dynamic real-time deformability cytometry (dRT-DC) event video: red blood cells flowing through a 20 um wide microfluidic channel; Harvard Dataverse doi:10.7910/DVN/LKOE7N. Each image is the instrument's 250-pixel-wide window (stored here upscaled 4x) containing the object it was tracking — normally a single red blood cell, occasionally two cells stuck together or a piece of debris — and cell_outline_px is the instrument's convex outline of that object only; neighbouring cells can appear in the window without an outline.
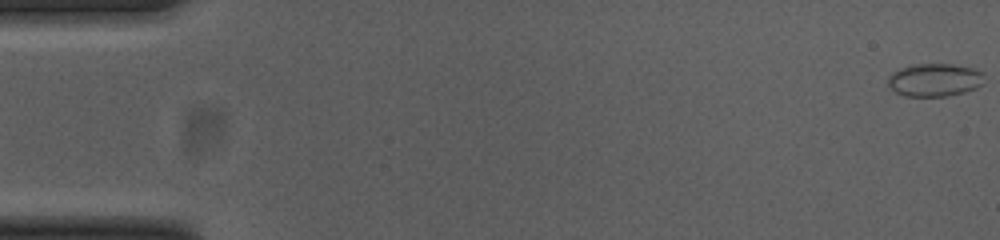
{"species": "common noctule bat (a hibernating species)", "species_latin": "Nyctalus noctula", "temperature_condition": "cold", "stored_images_in_passage": 56, "camera_frame_rate_fps": 3000, "um_per_image_px": 0.085, "animal": {"sex": "female", "body_mass_g": 23.0, "forearm_length_mm": 53.4}, "frame": {"image": 1, "passage_image": 1, "time_ms": 0.0, "image_size_px": [1000, 240], "cell_outline_px": [[984, 84], [976, 88], [964, 92], [948, 96], [904, 96], [896, 92], [888, 84], [888, 76], [892, 72], [900, 68], [912, 64], [952, 64], [972, 68], [980, 72]], "centroid_in_image_um": [79.41, 6.79], "position_along_channel_um": 5.6, "area_um2": 18.44}}
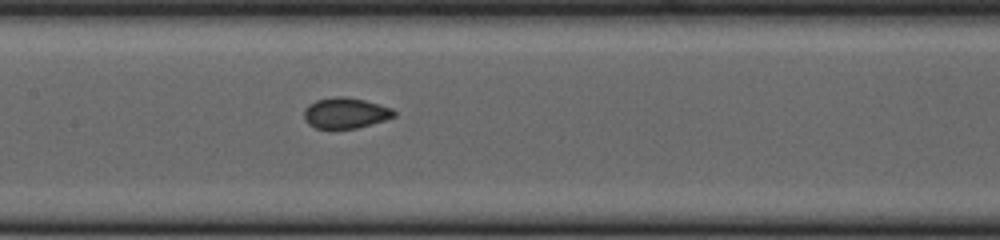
{"frame": {"image": 2, "passage_image": 27, "time_ms": 8.667, "image_size_px": [1000, 240], "cell_outline_px": [[396, 116], [384, 120], [356, 128], [316, 128], [308, 124], [304, 120], [304, 108], [308, 104], [316, 100], [336, 96], [344, 96], [364, 100], [392, 108], [396, 112]], "centroid_in_image_um": [29.34, 9.6], "position_along_channel_um": 178.1, "area_um2": 16.07}}
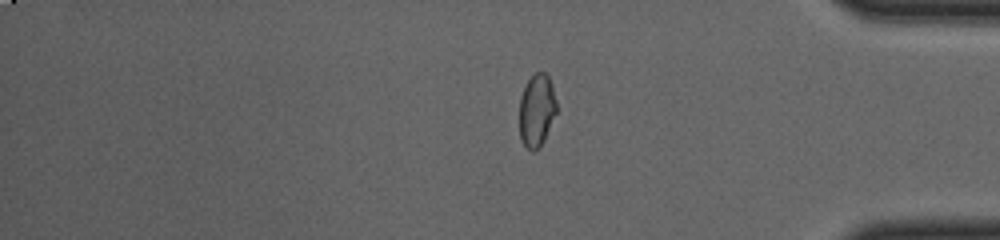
{"frame": {"image": 3, "passage_image": 46, "time_ms": 15.0, "image_size_px": [1000, 240], "cell_outline_px": [[556, 112], [544, 140], [540, 148], [532, 152], [520, 140], [520, 96], [528, 80], [536, 72], [544, 72], [548, 76], [552, 84], [556, 100]], "centroid_in_image_um": [45.62, 9.39], "position_along_channel_um": 389.6, "area_um2": 15.66}, "authors_computed_cell_mechanics": {"area_um2": 16.473, "velocity_mm_per_s": 3.7157, "shape_relaxation_time_tau1_ms": 8.4924, "shape_relaxation_time_tau2_ms": 1.0934, "deformation_change_tau1": 0.1369, "deformation_change_tau2": 0.0327}}